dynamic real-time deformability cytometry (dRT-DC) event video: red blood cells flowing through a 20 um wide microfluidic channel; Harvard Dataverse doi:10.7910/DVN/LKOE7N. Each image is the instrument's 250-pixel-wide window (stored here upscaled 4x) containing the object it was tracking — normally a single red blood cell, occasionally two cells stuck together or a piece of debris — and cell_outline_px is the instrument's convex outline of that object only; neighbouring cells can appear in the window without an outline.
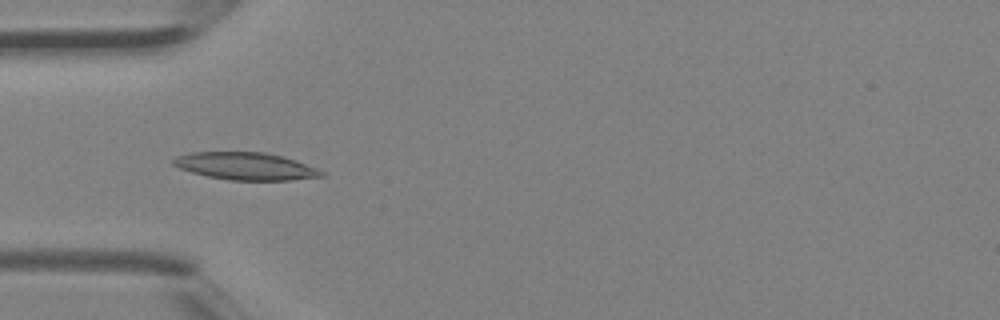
{"species": "Egyptian fruit bat (a non-hibernating species)", "species_latin": "Rousettus aegyptiacus", "temperature_condition": "room temperature", "stored_images_in_passage": 4, "camera_frame_rate_fps": 3000, "um_per_image_px": 0.085, "animal": {"sex": "female"}, "frame": {"image": 1, "passage_image": 4, "time_ms": 1.0, "image_size_px": [1000, 320], "cell_outline_px": [[328, 176], [292, 180], [228, 180], [208, 176], [192, 172], [180, 168], [172, 164], [172, 160], [176, 156], [192, 152], [264, 152], [284, 156], [296, 160], [316, 168], [324, 172]], "centroid_in_image_um": [20.92, 14.12], "position_along_channel_um": 64.1, "area_um2": 23.76}}